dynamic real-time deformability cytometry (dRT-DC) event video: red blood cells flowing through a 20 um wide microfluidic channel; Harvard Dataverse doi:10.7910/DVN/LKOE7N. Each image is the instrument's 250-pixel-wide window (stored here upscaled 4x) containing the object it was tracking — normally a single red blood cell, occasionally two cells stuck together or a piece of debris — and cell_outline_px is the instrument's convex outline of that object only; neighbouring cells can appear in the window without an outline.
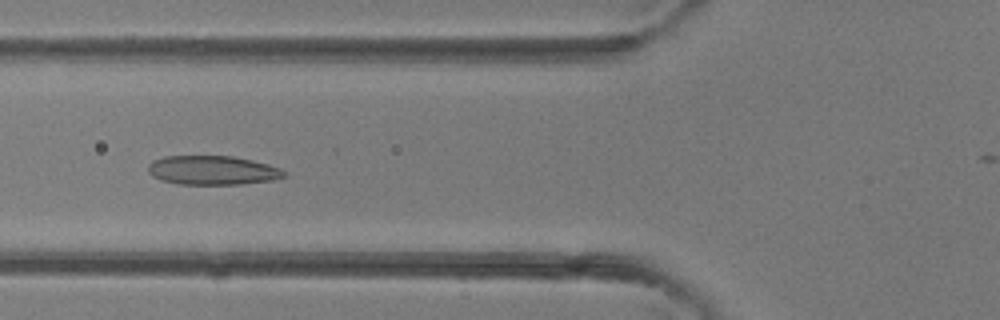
{"species": "common noctule bat (a hibernating species)", "species_latin": "Nyctalus noctula", "temperature_condition": "room temperature", "stored_images_in_passage": 30, "camera_frame_rate_fps": 3000, "um_per_image_px": 0.085, "animal": {"sex": "female"}, "frame": {"image": 1, "passage_image": 7, "time_ms": 2.0, "image_size_px": [1000, 320], "cell_outline_px": [[288, 176], [272, 180], [240, 184], [180, 184], [160, 180], [152, 176], [148, 172], [148, 164], [152, 160], [164, 156], [232, 156], [252, 160], [268, 164], [280, 168], [288, 172]], "centroid_in_image_um": [18.07, 14.47], "position_along_channel_um": 107.7, "area_um2": 23.24}}
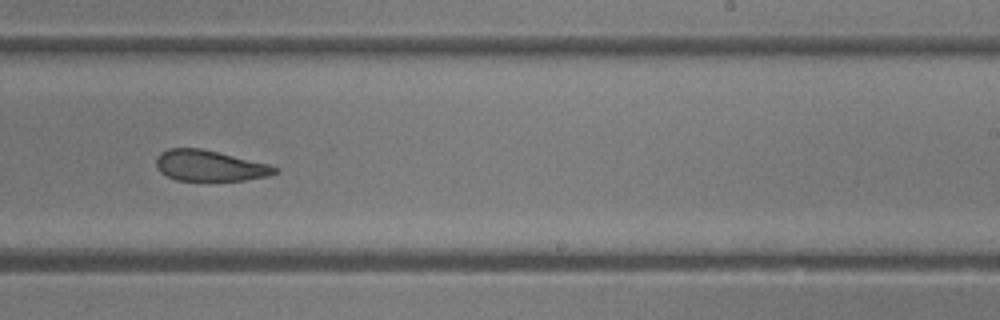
{"frame": {"image": 2, "passage_image": 17, "time_ms": 5.333, "image_size_px": [1000, 320], "cell_outline_px": [[280, 168], [276, 172], [268, 176], [244, 180], [176, 180], [160, 172], [156, 168], [156, 156], [160, 152], [168, 148], [200, 148], [268, 164]], "centroid_in_image_um": [17.78, 14.08], "position_along_channel_um": 271.2, "area_um2": 21.15}}
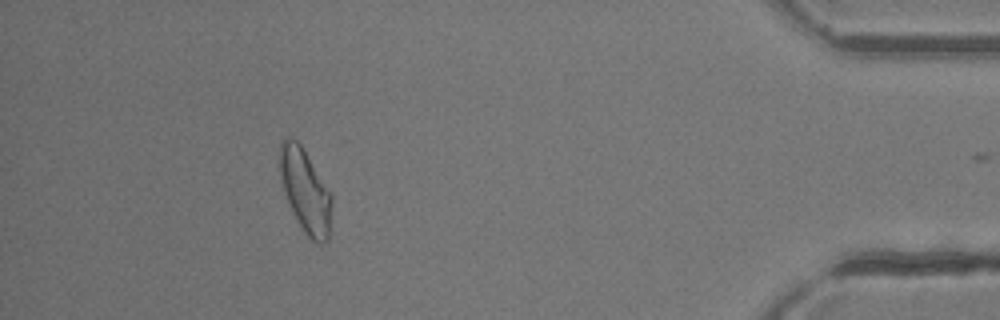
{"frame": {"image": 3, "passage_image": 29, "time_ms": 9.333, "image_size_px": [1000, 320], "cell_outline_px": [[332, 204], [328, 240], [324, 244], [320, 244], [312, 240], [304, 232], [288, 200], [280, 180], [276, 164], [280, 140], [284, 136], [288, 136], [296, 140], [300, 144], [332, 196]], "centroid_in_image_um": [25.9, 16.15], "position_along_channel_um": 409.3, "area_um2": 25.32}}